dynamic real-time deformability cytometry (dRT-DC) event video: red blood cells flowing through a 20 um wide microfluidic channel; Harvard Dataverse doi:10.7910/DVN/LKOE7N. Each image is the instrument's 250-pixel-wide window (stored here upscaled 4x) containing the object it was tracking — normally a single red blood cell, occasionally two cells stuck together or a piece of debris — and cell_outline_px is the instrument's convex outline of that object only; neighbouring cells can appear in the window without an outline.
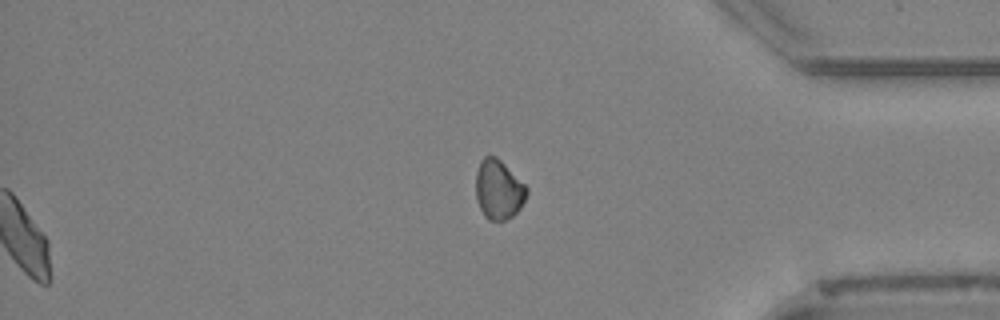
{"species": "Egyptian fruit bat (a non-hibernating species)", "species_latin": "Rousettus aegyptiacus", "temperature_condition": "cold", "stored_images_in_passage": 45, "segment_of_instrument_passage": [2, 2], "camera_frame_rate_fps": 3000, "um_per_image_px": 0.085, "animal": {"sex": "female"}, "frame": {"image": 1, "passage_image": 45, "time_ms": 14.667, "image_size_px": [1000, 320], "cell_outline_px": [[528, 192], [520, 208], [512, 216], [504, 220], [488, 220], [484, 216], [476, 200], [476, 172], [480, 160], [484, 156], [496, 156], [528, 188]], "centroid_in_image_um": [42.35, 16.12], "position_along_channel_um": 392.8, "area_um2": 17.51}}